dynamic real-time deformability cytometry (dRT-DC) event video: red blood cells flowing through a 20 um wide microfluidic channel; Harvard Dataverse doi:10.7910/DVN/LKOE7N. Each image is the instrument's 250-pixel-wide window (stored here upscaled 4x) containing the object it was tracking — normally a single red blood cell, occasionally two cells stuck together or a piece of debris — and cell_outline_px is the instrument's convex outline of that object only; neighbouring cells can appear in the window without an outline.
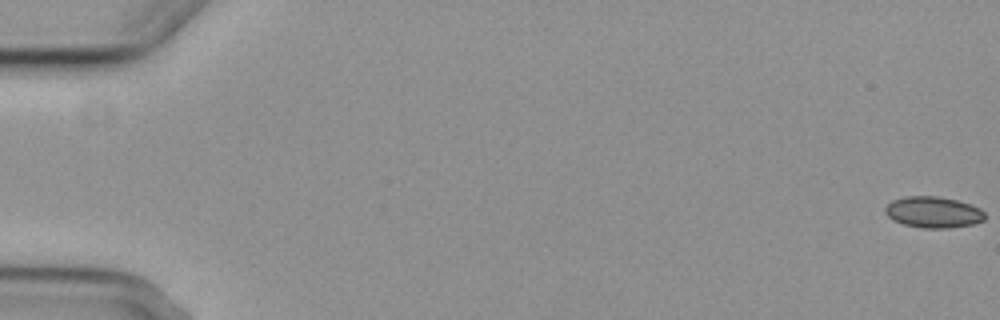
{"species": "common noctule bat (a hibernating species)", "species_latin": "Nyctalus noctula", "temperature_condition": "cold", "stored_images_in_passage": 6, "camera_frame_rate_fps": 3000, "um_per_image_px": 0.085, "animal": {"sex": "female", "body_mass_g": 29.2, "forearm_length_mm": 56.3}, "frame": {"image": 1, "passage_image": 1, "time_ms": 0.0, "image_size_px": [1000, 320], "cell_outline_px": [[984, 220], [972, 224], [948, 228], [924, 228], [904, 224], [892, 220], [884, 212], [884, 208], [892, 200], [908, 196], [936, 196], [956, 200], [980, 208], [984, 212]], "centroid_in_image_um": [79.3, 18.04], "position_along_channel_um": 5.7, "area_um2": 17.98}}
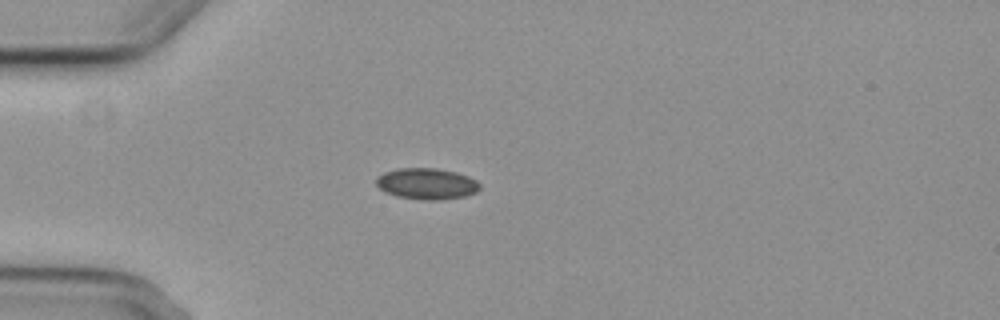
{"frame": {"image": 2, "passage_image": 5, "time_ms": 5.333, "image_size_px": [1000, 320], "cell_outline_px": [[480, 188], [476, 192], [464, 196], [440, 200], [428, 200], [396, 196], [380, 188], [376, 184], [376, 176], [384, 172], [396, 168], [436, 168], [456, 172], [468, 176], [476, 180], [480, 184]], "centroid_in_image_um": [36.27, 15.6], "position_along_channel_um": 48.7, "area_um2": 18.79}}